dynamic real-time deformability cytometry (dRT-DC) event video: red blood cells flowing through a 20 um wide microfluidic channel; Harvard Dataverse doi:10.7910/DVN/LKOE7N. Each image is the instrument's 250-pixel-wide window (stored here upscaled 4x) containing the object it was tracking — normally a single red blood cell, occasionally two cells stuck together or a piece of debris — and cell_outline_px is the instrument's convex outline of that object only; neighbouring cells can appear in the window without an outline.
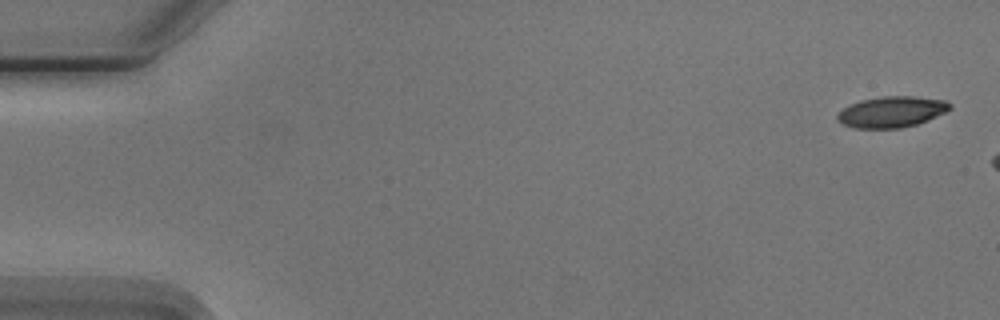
{"species": "Egyptian fruit bat (a non-hibernating species)", "species_latin": "Rousettus aegyptiacus", "temperature_condition": "cold", "stored_images_in_passage": 3, "camera_frame_rate_fps": 3000, "um_per_image_px": 0.085, "animal": {"sex": "male"}, "frame": {"image": 1, "passage_image": 1, "time_ms": 0.0, "image_size_px": [1000, 320], "cell_outline_px": [[952, 108], [928, 120], [916, 124], [900, 128], [856, 128], [844, 124], [836, 120], [836, 116], [844, 108], [860, 100], [884, 96], [912, 96], [944, 100], [952, 104]], "centroid_in_image_um": [75.8, 9.51], "position_along_channel_um": 9.2, "area_um2": 20.11}}